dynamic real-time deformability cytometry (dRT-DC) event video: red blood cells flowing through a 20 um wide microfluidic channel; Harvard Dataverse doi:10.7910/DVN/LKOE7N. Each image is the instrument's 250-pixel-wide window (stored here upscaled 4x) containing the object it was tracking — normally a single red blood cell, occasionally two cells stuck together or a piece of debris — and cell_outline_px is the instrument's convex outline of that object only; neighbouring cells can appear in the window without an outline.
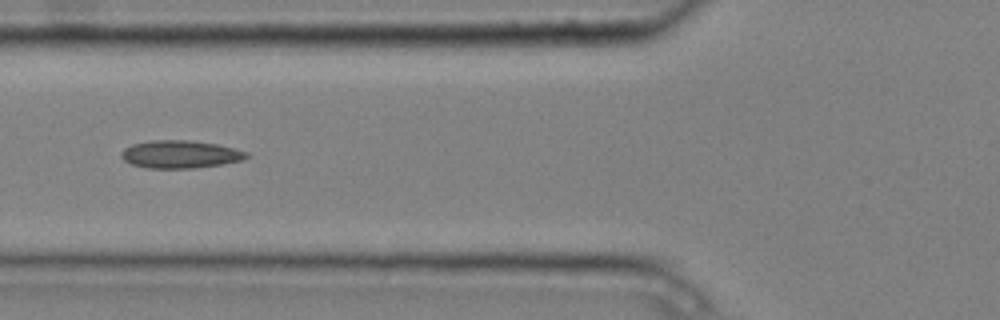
{"species": "common noctule bat (a hibernating species)", "species_latin": "Nyctalus noctula", "temperature_condition": "cold", "stored_images_in_passage": 8, "camera_frame_rate_fps": 3000, "um_per_image_px": 0.085, "animal": {"sex": "male", "body_mass_g": 20.4}, "frame": {"image": 1, "passage_image": 5, "time_ms": 1.333, "image_size_px": [1000, 320], "cell_outline_px": [[248, 156], [240, 160], [224, 164], [196, 168], [144, 168], [132, 164], [124, 160], [120, 156], [120, 152], [124, 148], [132, 144], [152, 140], [188, 140], [216, 144], [248, 152]], "centroid_in_image_um": [15.27, 13.12], "position_along_channel_um": 110.5, "area_um2": 20.23}}
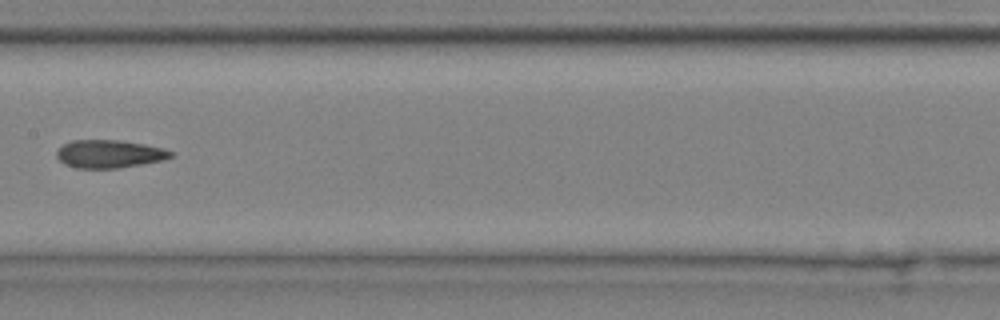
{"frame": {"image": 2, "passage_image": 7, "time_ms": 2.0, "image_size_px": [1000, 320], "cell_outline_px": [[176, 156], [164, 160], [120, 168], [76, 168], [64, 164], [56, 156], [56, 152], [64, 144], [72, 140], [120, 140], [144, 144], [164, 148], [176, 152]], "centroid_in_image_um": [9.36, 13.08], "position_along_channel_um": 198.0, "area_um2": 18.84}}
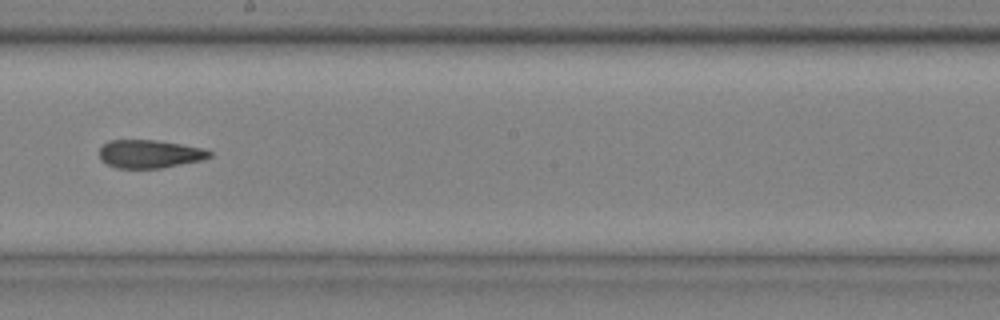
{"frame": {"image": 3, "passage_image": 8, "time_ms": 2.333, "image_size_px": [1000, 320], "cell_outline_px": [[212, 156], [200, 160], [160, 168], [116, 168], [100, 160], [100, 148], [108, 140], [156, 140], [204, 148], [212, 152]], "centroid_in_image_um": [12.7, 13.08], "position_along_channel_um": 235.5, "area_um2": 17.98}}